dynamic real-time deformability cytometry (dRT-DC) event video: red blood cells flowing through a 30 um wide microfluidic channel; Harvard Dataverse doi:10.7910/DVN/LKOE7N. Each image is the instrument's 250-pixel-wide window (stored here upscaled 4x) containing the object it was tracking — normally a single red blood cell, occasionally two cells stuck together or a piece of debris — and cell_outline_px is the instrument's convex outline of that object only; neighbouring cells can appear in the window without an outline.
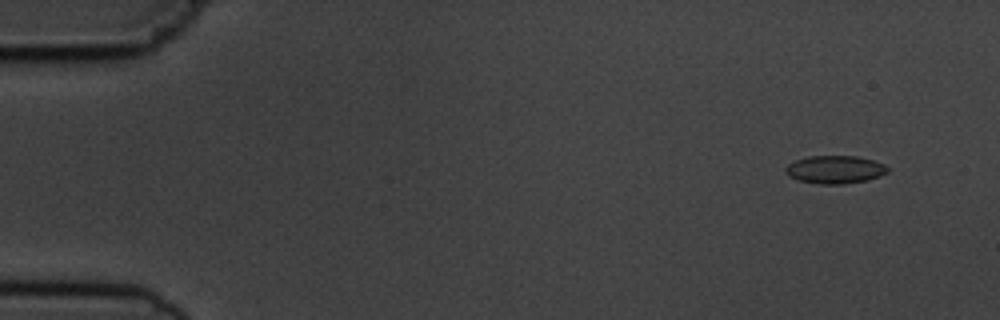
{"species": "common noctule bat (a hibernating species)", "species_latin": "Nyctalus noctula", "temperature_condition": "cold", "stored_images_in_passage": 8, "camera_frame_rate_fps": 3000, "um_per_image_px": 0.085, "animal": {"sex": "male", "body_mass_g": 19.5, "forearm_length_mm": 54.6}, "frame": {"image": 1, "passage_image": 2, "time_ms": 1.0, "image_size_px": [1000, 320], "cell_outline_px": [[888, 172], [880, 176], [868, 180], [844, 184], [820, 184], [800, 180], [788, 176], [784, 172], [784, 168], [788, 164], [796, 160], [808, 156], [856, 156], [872, 160], [884, 164], [888, 168]], "centroid_in_image_um": [70.96, 14.41], "position_along_channel_um": 14.0, "area_um2": 16.65}}
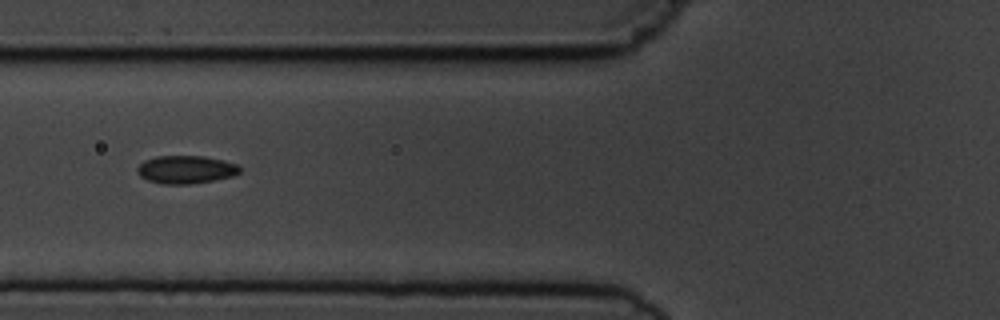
{"frame": {"image": 2, "passage_image": 6, "time_ms": 6.667, "image_size_px": [1000, 320], "cell_outline_px": [[240, 172], [232, 176], [192, 184], [164, 184], [148, 180], [140, 176], [136, 172], [136, 168], [144, 160], [156, 156], [204, 156], [224, 160], [236, 164], [240, 168]], "centroid_in_image_um": [15.77, 14.4], "position_along_channel_um": 110.0, "area_um2": 16.7}}
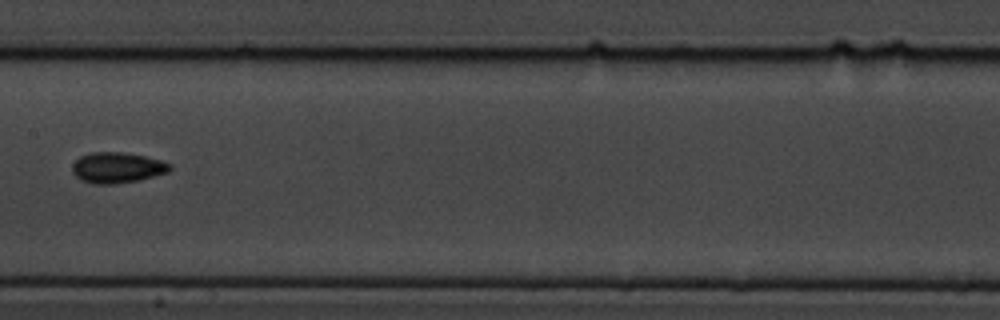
{"frame": {"image": 3, "passage_image": 8, "time_ms": 9.0, "image_size_px": [1000, 320], "cell_outline_px": [[172, 168], [168, 172], [140, 180], [112, 184], [92, 184], [80, 180], [72, 172], [72, 164], [80, 156], [88, 152], [124, 152], [144, 156], [160, 160], [172, 164]], "centroid_in_image_um": [9.94, 14.25], "position_along_channel_um": 197.5, "area_um2": 17.63}}